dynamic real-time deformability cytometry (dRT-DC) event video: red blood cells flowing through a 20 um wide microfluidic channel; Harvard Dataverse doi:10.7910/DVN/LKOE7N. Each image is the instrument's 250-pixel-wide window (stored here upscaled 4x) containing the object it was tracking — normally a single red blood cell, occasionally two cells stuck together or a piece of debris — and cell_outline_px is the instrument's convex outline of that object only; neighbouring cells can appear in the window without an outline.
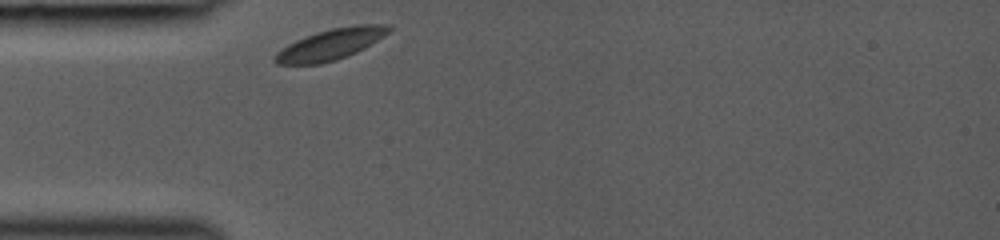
{"species": "common noctule bat (a hibernating species)", "species_latin": "Nyctalus noctula", "temperature_condition": "room temperature", "stored_images_in_passage": 27, "camera_frame_rate_fps": 3000, "um_per_image_px": 0.085, "animal": {"sex": "female", "body_mass_g": 19.0, "forearm_length_mm": 53.3}, "frame": {"image": 1, "passage_image": 1, "time_ms": 0.0, "image_size_px": [1000, 240], "cell_outline_px": [[392, 28], [384, 36], [364, 48], [356, 52], [336, 60], [320, 64], [276, 64], [272, 60], [276, 52], [280, 48], [296, 40], [316, 32], [332, 28], [356, 24], [388, 24]], "centroid_in_image_um": [28.08, 3.76], "position_along_channel_um": 56.9, "area_um2": 20.58}}
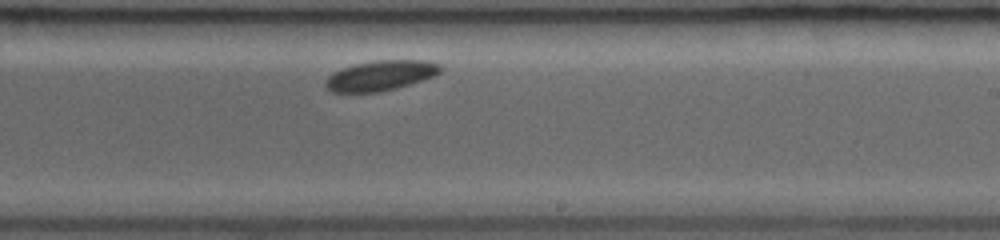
{"frame": {"image": 2, "passage_image": 16, "time_ms": 5.0, "image_size_px": [1000, 240], "cell_outline_px": [[444, 68], [440, 72], [432, 76], [396, 88], [380, 92], [332, 92], [324, 88], [324, 80], [332, 72], [340, 68], [356, 64], [376, 60], [428, 60], [440, 64]], "centroid_in_image_um": [32.3, 6.41], "position_along_channel_um": 256.7, "area_um2": 20.29}}
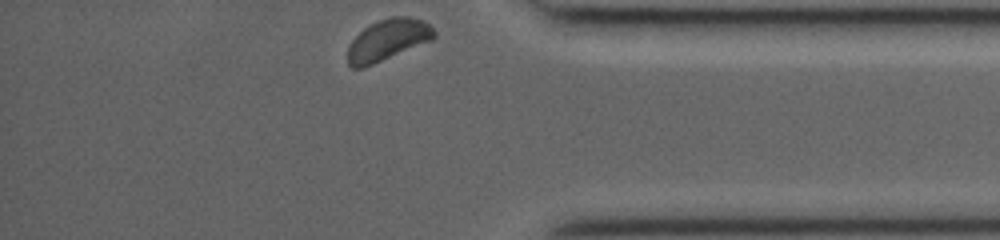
{"frame": {"image": 3, "passage_image": 27, "time_ms": 8.667, "image_size_px": [1000, 240], "cell_outline_px": [[436, 36], [432, 40], [364, 68], [352, 68], [348, 64], [348, 44], [364, 28], [380, 20], [392, 16], [408, 16], [424, 20], [436, 32]], "centroid_in_image_um": [32.97, 3.4], "position_along_channel_um": 402.2, "area_um2": 20.75}}